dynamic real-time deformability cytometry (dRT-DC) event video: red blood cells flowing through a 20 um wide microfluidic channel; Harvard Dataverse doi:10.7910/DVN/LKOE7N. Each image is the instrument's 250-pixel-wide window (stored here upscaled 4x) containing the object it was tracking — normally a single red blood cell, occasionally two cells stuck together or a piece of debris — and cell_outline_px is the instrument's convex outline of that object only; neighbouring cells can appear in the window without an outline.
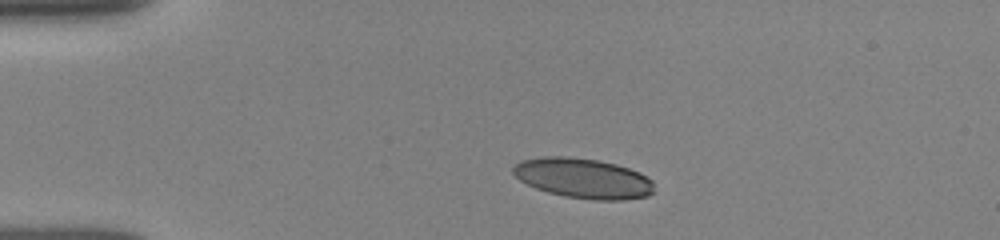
{"species": "human", "species_latin": "Homo sapiens", "temperature_condition": "room temperature", "stored_images_in_passage": 41, "camera_frame_rate_fps": 3000, "um_per_image_px": 0.085, "donor": {"sex": "female"}, "frame": {"image": 1, "passage_image": 1, "time_ms": 0.0, "image_size_px": [1000, 240], "cell_outline_px": [[656, 192], [648, 196], [624, 200], [596, 200], [564, 196], [548, 192], [536, 188], [520, 180], [512, 172], [512, 168], [520, 160], [544, 156], [568, 156], [600, 160], [616, 164], [640, 172], [652, 180]], "centroid_in_image_um": [49.6, 15.15], "position_along_channel_um": 35.4, "area_um2": 33.18}}
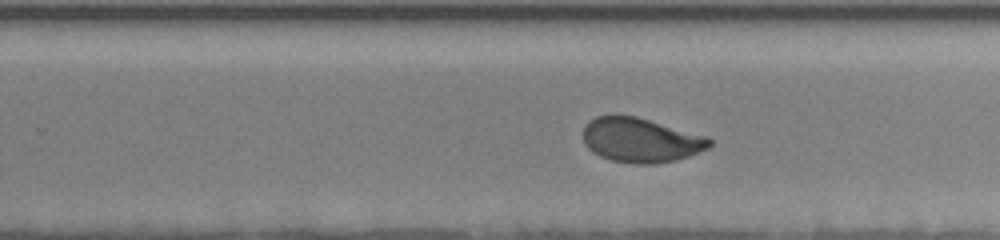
{"frame": {"image": 2, "passage_image": 23, "time_ms": 7.333, "image_size_px": [1000, 240], "cell_outline_px": [[712, 144], [708, 148], [688, 156], [676, 160], [656, 164], [632, 164], [612, 160], [600, 156], [592, 152], [584, 144], [584, 124], [588, 120], [596, 116], [636, 116], [708, 136], [712, 140]], "centroid_in_image_um": [54.47, 11.91], "position_along_channel_um": 275.3, "area_um2": 32.89}}
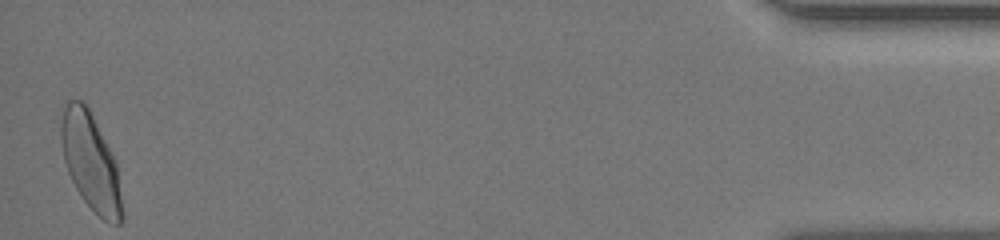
{"frame": {"image": 3, "passage_image": 41, "time_ms": 13.333, "image_size_px": [1000, 240], "cell_outline_px": [[124, 220], [120, 224], [108, 224], [84, 200], [76, 188], [68, 172], [64, 160], [60, 144], [60, 124], [64, 108], [68, 100], [84, 100], [116, 164], [124, 216]], "centroid_in_image_um": [7.69, 13.79], "position_along_channel_um": 427.5, "area_um2": 33.99}, "authors_computed_cell_mechanics": {"area_um2": 33.2928, "velocity_mm_per_s": 3.9038, "shape_relaxation_time_tau1_ms": 4.9581, "shape_relaxation_time_tau2_ms": 0.8339, "deformation_change_tau1": 0.1744, "deformation_change_tau2": 0.0583}}